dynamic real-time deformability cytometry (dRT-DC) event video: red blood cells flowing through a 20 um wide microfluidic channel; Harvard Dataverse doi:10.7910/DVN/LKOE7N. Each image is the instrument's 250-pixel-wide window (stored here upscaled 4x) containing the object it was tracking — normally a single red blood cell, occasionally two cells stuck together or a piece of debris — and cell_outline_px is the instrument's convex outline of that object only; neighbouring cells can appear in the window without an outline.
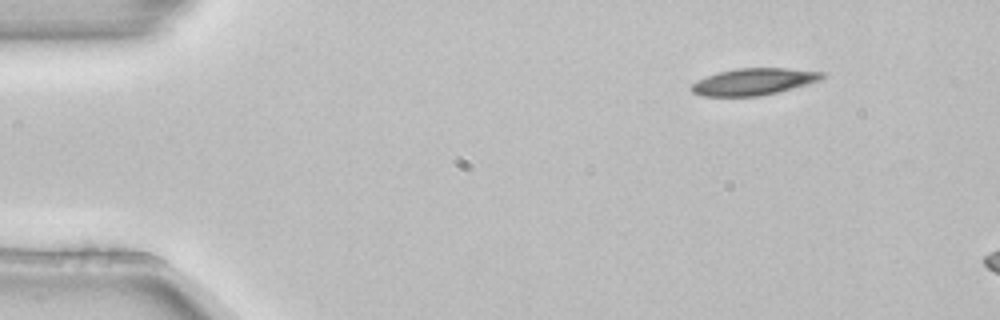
{"species": "common noctule bat (a hibernating species)", "species_latin": "Nyctalus noctula", "temperature_condition": "room temperature", "stored_images_in_passage": 3, "camera_frame_rate_fps": 3000, "um_per_image_px": 0.085, "animal": {"sex": "female", "body_mass_g": 22.7, "forearm_length_mm": 54.2}, "frame": {"image": 1, "passage_image": 1, "time_ms": 0.0, "image_size_px": [1000, 320], "cell_outline_px": [[824, 76], [820, 80], [808, 84], [760, 96], [700, 96], [692, 92], [692, 84], [696, 80], [720, 72], [740, 68], [784, 68], [824, 72]], "centroid_in_image_um": [64.06, 6.94], "position_along_channel_um": 20.9, "area_um2": 20.11}}